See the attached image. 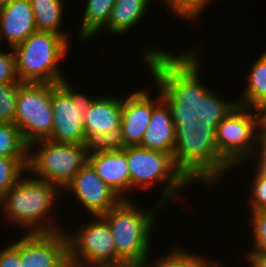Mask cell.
<instances>
[{"label": "cell", "instance_id": "20", "mask_svg": "<svg viewBox=\"0 0 266 267\" xmlns=\"http://www.w3.org/2000/svg\"><path fill=\"white\" fill-rule=\"evenodd\" d=\"M35 16L37 31L51 32L61 36L68 33L61 32L63 18V0H29Z\"/></svg>", "mask_w": 266, "mask_h": 267}, {"label": "cell", "instance_id": "11", "mask_svg": "<svg viewBox=\"0 0 266 267\" xmlns=\"http://www.w3.org/2000/svg\"><path fill=\"white\" fill-rule=\"evenodd\" d=\"M93 218L75 234L65 231L70 263L73 266L116 267V246L108 223L101 216Z\"/></svg>", "mask_w": 266, "mask_h": 267}, {"label": "cell", "instance_id": "7", "mask_svg": "<svg viewBox=\"0 0 266 267\" xmlns=\"http://www.w3.org/2000/svg\"><path fill=\"white\" fill-rule=\"evenodd\" d=\"M68 36L35 31L13 47L15 70L20 82L59 83L65 78L60 62L68 50Z\"/></svg>", "mask_w": 266, "mask_h": 267}, {"label": "cell", "instance_id": "16", "mask_svg": "<svg viewBox=\"0 0 266 267\" xmlns=\"http://www.w3.org/2000/svg\"><path fill=\"white\" fill-rule=\"evenodd\" d=\"M37 30L29 0H13L0 7V43L13 48ZM1 45V44H0Z\"/></svg>", "mask_w": 266, "mask_h": 267}, {"label": "cell", "instance_id": "17", "mask_svg": "<svg viewBox=\"0 0 266 267\" xmlns=\"http://www.w3.org/2000/svg\"><path fill=\"white\" fill-rule=\"evenodd\" d=\"M150 0H116L105 31L111 34H125L145 16Z\"/></svg>", "mask_w": 266, "mask_h": 267}, {"label": "cell", "instance_id": "4", "mask_svg": "<svg viewBox=\"0 0 266 267\" xmlns=\"http://www.w3.org/2000/svg\"><path fill=\"white\" fill-rule=\"evenodd\" d=\"M133 202L121 200L101 216L108 223L116 246V267H144L149 261L150 234L159 212L156 210L163 207L157 202L146 212Z\"/></svg>", "mask_w": 266, "mask_h": 267}, {"label": "cell", "instance_id": "27", "mask_svg": "<svg viewBox=\"0 0 266 267\" xmlns=\"http://www.w3.org/2000/svg\"><path fill=\"white\" fill-rule=\"evenodd\" d=\"M255 177L251 181V192L249 195V205L251 211L266 210V175H264L257 167L255 168Z\"/></svg>", "mask_w": 266, "mask_h": 267}, {"label": "cell", "instance_id": "22", "mask_svg": "<svg viewBox=\"0 0 266 267\" xmlns=\"http://www.w3.org/2000/svg\"><path fill=\"white\" fill-rule=\"evenodd\" d=\"M173 249L169 254L167 253L155 260L154 264L146 263L144 267H204L209 262L205 256H197L181 248Z\"/></svg>", "mask_w": 266, "mask_h": 267}, {"label": "cell", "instance_id": "1", "mask_svg": "<svg viewBox=\"0 0 266 267\" xmlns=\"http://www.w3.org/2000/svg\"><path fill=\"white\" fill-rule=\"evenodd\" d=\"M210 89L204 86L196 99L195 178L213 188L227 170L248 157L252 160L262 126L261 111L225 100Z\"/></svg>", "mask_w": 266, "mask_h": 267}, {"label": "cell", "instance_id": "5", "mask_svg": "<svg viewBox=\"0 0 266 267\" xmlns=\"http://www.w3.org/2000/svg\"><path fill=\"white\" fill-rule=\"evenodd\" d=\"M58 191L57 186L45 180L22 176L0 203L7 218L28 229V233L62 231L63 227L55 225L48 216L56 206Z\"/></svg>", "mask_w": 266, "mask_h": 267}, {"label": "cell", "instance_id": "9", "mask_svg": "<svg viewBox=\"0 0 266 267\" xmlns=\"http://www.w3.org/2000/svg\"><path fill=\"white\" fill-rule=\"evenodd\" d=\"M58 84L22 82L19 86L14 124L28 145L51 136L52 91Z\"/></svg>", "mask_w": 266, "mask_h": 267}, {"label": "cell", "instance_id": "12", "mask_svg": "<svg viewBox=\"0 0 266 267\" xmlns=\"http://www.w3.org/2000/svg\"><path fill=\"white\" fill-rule=\"evenodd\" d=\"M21 267H71L65 231L35 232L20 238Z\"/></svg>", "mask_w": 266, "mask_h": 267}, {"label": "cell", "instance_id": "32", "mask_svg": "<svg viewBox=\"0 0 266 267\" xmlns=\"http://www.w3.org/2000/svg\"><path fill=\"white\" fill-rule=\"evenodd\" d=\"M261 133H266V107L261 111Z\"/></svg>", "mask_w": 266, "mask_h": 267}, {"label": "cell", "instance_id": "30", "mask_svg": "<svg viewBox=\"0 0 266 267\" xmlns=\"http://www.w3.org/2000/svg\"><path fill=\"white\" fill-rule=\"evenodd\" d=\"M260 147V148H259ZM258 152L255 155L258 157V164L256 167L266 175V133H260V140L258 146Z\"/></svg>", "mask_w": 266, "mask_h": 267}, {"label": "cell", "instance_id": "31", "mask_svg": "<svg viewBox=\"0 0 266 267\" xmlns=\"http://www.w3.org/2000/svg\"><path fill=\"white\" fill-rule=\"evenodd\" d=\"M246 258L250 267H266L265 253H248Z\"/></svg>", "mask_w": 266, "mask_h": 267}, {"label": "cell", "instance_id": "35", "mask_svg": "<svg viewBox=\"0 0 266 267\" xmlns=\"http://www.w3.org/2000/svg\"><path fill=\"white\" fill-rule=\"evenodd\" d=\"M71 267H85V266H73V265H71Z\"/></svg>", "mask_w": 266, "mask_h": 267}, {"label": "cell", "instance_id": "2", "mask_svg": "<svg viewBox=\"0 0 266 267\" xmlns=\"http://www.w3.org/2000/svg\"><path fill=\"white\" fill-rule=\"evenodd\" d=\"M199 61L153 106L140 147L172 154L195 177Z\"/></svg>", "mask_w": 266, "mask_h": 267}, {"label": "cell", "instance_id": "28", "mask_svg": "<svg viewBox=\"0 0 266 267\" xmlns=\"http://www.w3.org/2000/svg\"><path fill=\"white\" fill-rule=\"evenodd\" d=\"M10 49L9 53L0 49V84L19 81L15 70L14 52Z\"/></svg>", "mask_w": 266, "mask_h": 267}, {"label": "cell", "instance_id": "25", "mask_svg": "<svg viewBox=\"0 0 266 267\" xmlns=\"http://www.w3.org/2000/svg\"><path fill=\"white\" fill-rule=\"evenodd\" d=\"M165 4L170 7L173 13L185 20L190 19L191 22L202 14L206 5L210 4L212 0H163ZM200 14V15H199ZM193 20V21H192Z\"/></svg>", "mask_w": 266, "mask_h": 267}, {"label": "cell", "instance_id": "23", "mask_svg": "<svg viewBox=\"0 0 266 267\" xmlns=\"http://www.w3.org/2000/svg\"><path fill=\"white\" fill-rule=\"evenodd\" d=\"M27 164L21 158L0 157V199L25 176Z\"/></svg>", "mask_w": 266, "mask_h": 267}, {"label": "cell", "instance_id": "14", "mask_svg": "<svg viewBox=\"0 0 266 267\" xmlns=\"http://www.w3.org/2000/svg\"><path fill=\"white\" fill-rule=\"evenodd\" d=\"M88 163L99 178L122 200H129L130 172L126 153L114 145L91 146Z\"/></svg>", "mask_w": 266, "mask_h": 267}, {"label": "cell", "instance_id": "19", "mask_svg": "<svg viewBox=\"0 0 266 267\" xmlns=\"http://www.w3.org/2000/svg\"><path fill=\"white\" fill-rule=\"evenodd\" d=\"M116 0H87L79 31V40H89L108 24Z\"/></svg>", "mask_w": 266, "mask_h": 267}, {"label": "cell", "instance_id": "26", "mask_svg": "<svg viewBox=\"0 0 266 267\" xmlns=\"http://www.w3.org/2000/svg\"><path fill=\"white\" fill-rule=\"evenodd\" d=\"M253 246L254 249L248 253H265L266 254V210L251 212Z\"/></svg>", "mask_w": 266, "mask_h": 267}, {"label": "cell", "instance_id": "10", "mask_svg": "<svg viewBox=\"0 0 266 267\" xmlns=\"http://www.w3.org/2000/svg\"><path fill=\"white\" fill-rule=\"evenodd\" d=\"M95 98L75 91L66 78L62 79L52 91L53 131L48 139L87 145L84 114Z\"/></svg>", "mask_w": 266, "mask_h": 267}, {"label": "cell", "instance_id": "15", "mask_svg": "<svg viewBox=\"0 0 266 267\" xmlns=\"http://www.w3.org/2000/svg\"><path fill=\"white\" fill-rule=\"evenodd\" d=\"M73 192L76 200L92 216H102L122 199L115 194L86 163L64 189Z\"/></svg>", "mask_w": 266, "mask_h": 267}, {"label": "cell", "instance_id": "13", "mask_svg": "<svg viewBox=\"0 0 266 267\" xmlns=\"http://www.w3.org/2000/svg\"><path fill=\"white\" fill-rule=\"evenodd\" d=\"M122 120V99L115 96L96 97L84 114L87 145H114Z\"/></svg>", "mask_w": 266, "mask_h": 267}, {"label": "cell", "instance_id": "6", "mask_svg": "<svg viewBox=\"0 0 266 267\" xmlns=\"http://www.w3.org/2000/svg\"><path fill=\"white\" fill-rule=\"evenodd\" d=\"M126 153L131 189H145L156 183H167L159 203L168 205L176 199L178 191L198 180L170 153L129 146L121 148ZM179 189V190H178ZM165 203V204H164Z\"/></svg>", "mask_w": 266, "mask_h": 267}, {"label": "cell", "instance_id": "24", "mask_svg": "<svg viewBox=\"0 0 266 267\" xmlns=\"http://www.w3.org/2000/svg\"><path fill=\"white\" fill-rule=\"evenodd\" d=\"M22 82L0 84V123L14 124L18 89Z\"/></svg>", "mask_w": 266, "mask_h": 267}, {"label": "cell", "instance_id": "33", "mask_svg": "<svg viewBox=\"0 0 266 267\" xmlns=\"http://www.w3.org/2000/svg\"><path fill=\"white\" fill-rule=\"evenodd\" d=\"M204 267H218V262L209 261Z\"/></svg>", "mask_w": 266, "mask_h": 267}, {"label": "cell", "instance_id": "18", "mask_svg": "<svg viewBox=\"0 0 266 267\" xmlns=\"http://www.w3.org/2000/svg\"><path fill=\"white\" fill-rule=\"evenodd\" d=\"M241 99L233 103L262 111L266 107V51L253 63Z\"/></svg>", "mask_w": 266, "mask_h": 267}, {"label": "cell", "instance_id": "8", "mask_svg": "<svg viewBox=\"0 0 266 267\" xmlns=\"http://www.w3.org/2000/svg\"><path fill=\"white\" fill-rule=\"evenodd\" d=\"M39 149L33 153L35 146ZM42 144V145H41ZM34 146V147H33ZM90 145L58 143L50 139L29 145L27 171L33 177L65 189L80 169L88 163Z\"/></svg>", "mask_w": 266, "mask_h": 267}, {"label": "cell", "instance_id": "29", "mask_svg": "<svg viewBox=\"0 0 266 267\" xmlns=\"http://www.w3.org/2000/svg\"><path fill=\"white\" fill-rule=\"evenodd\" d=\"M0 267H21L20 239L0 251Z\"/></svg>", "mask_w": 266, "mask_h": 267}, {"label": "cell", "instance_id": "21", "mask_svg": "<svg viewBox=\"0 0 266 267\" xmlns=\"http://www.w3.org/2000/svg\"><path fill=\"white\" fill-rule=\"evenodd\" d=\"M29 145L20 129L11 123H0V157L21 158L28 165Z\"/></svg>", "mask_w": 266, "mask_h": 267}, {"label": "cell", "instance_id": "3", "mask_svg": "<svg viewBox=\"0 0 266 267\" xmlns=\"http://www.w3.org/2000/svg\"><path fill=\"white\" fill-rule=\"evenodd\" d=\"M144 53V63L151 72L160 98L157 97L155 100L146 89H140L122 99L121 130L114 144L119 148L140 146L156 101H159L161 96H164L199 60L198 52L193 49L179 54L180 56L171 55L159 48H148Z\"/></svg>", "mask_w": 266, "mask_h": 267}, {"label": "cell", "instance_id": "34", "mask_svg": "<svg viewBox=\"0 0 266 267\" xmlns=\"http://www.w3.org/2000/svg\"><path fill=\"white\" fill-rule=\"evenodd\" d=\"M13 0H0V7L9 4Z\"/></svg>", "mask_w": 266, "mask_h": 267}]
</instances>
